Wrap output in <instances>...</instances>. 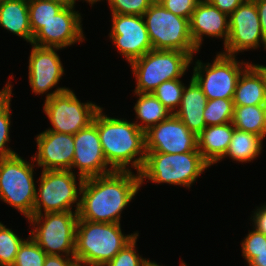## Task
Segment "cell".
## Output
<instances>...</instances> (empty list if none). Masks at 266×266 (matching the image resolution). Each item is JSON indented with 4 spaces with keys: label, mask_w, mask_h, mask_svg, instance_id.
Returning a JSON list of instances; mask_svg holds the SVG:
<instances>
[{
    "label": "cell",
    "mask_w": 266,
    "mask_h": 266,
    "mask_svg": "<svg viewBox=\"0 0 266 266\" xmlns=\"http://www.w3.org/2000/svg\"><path fill=\"white\" fill-rule=\"evenodd\" d=\"M195 64L192 78L201 87L207 100H212L233 99L238 78L250 63L239 62L234 55L219 52L212 64H204L200 60L195 61Z\"/></svg>",
    "instance_id": "obj_11"
},
{
    "label": "cell",
    "mask_w": 266,
    "mask_h": 266,
    "mask_svg": "<svg viewBox=\"0 0 266 266\" xmlns=\"http://www.w3.org/2000/svg\"><path fill=\"white\" fill-rule=\"evenodd\" d=\"M164 8L182 18L189 19L201 0H157Z\"/></svg>",
    "instance_id": "obj_36"
},
{
    "label": "cell",
    "mask_w": 266,
    "mask_h": 266,
    "mask_svg": "<svg viewBox=\"0 0 266 266\" xmlns=\"http://www.w3.org/2000/svg\"><path fill=\"white\" fill-rule=\"evenodd\" d=\"M67 3L63 0H28L29 22L34 35L60 12Z\"/></svg>",
    "instance_id": "obj_27"
},
{
    "label": "cell",
    "mask_w": 266,
    "mask_h": 266,
    "mask_svg": "<svg viewBox=\"0 0 266 266\" xmlns=\"http://www.w3.org/2000/svg\"><path fill=\"white\" fill-rule=\"evenodd\" d=\"M146 266H161L157 264L156 262L150 261Z\"/></svg>",
    "instance_id": "obj_44"
},
{
    "label": "cell",
    "mask_w": 266,
    "mask_h": 266,
    "mask_svg": "<svg viewBox=\"0 0 266 266\" xmlns=\"http://www.w3.org/2000/svg\"><path fill=\"white\" fill-rule=\"evenodd\" d=\"M109 37L128 63L153 49L143 16L112 14Z\"/></svg>",
    "instance_id": "obj_13"
},
{
    "label": "cell",
    "mask_w": 266,
    "mask_h": 266,
    "mask_svg": "<svg viewBox=\"0 0 266 266\" xmlns=\"http://www.w3.org/2000/svg\"><path fill=\"white\" fill-rule=\"evenodd\" d=\"M249 234L246 235L241 243L242 256L249 263L253 258H255L258 253L266 250V235L259 232L255 228L249 230Z\"/></svg>",
    "instance_id": "obj_34"
},
{
    "label": "cell",
    "mask_w": 266,
    "mask_h": 266,
    "mask_svg": "<svg viewBox=\"0 0 266 266\" xmlns=\"http://www.w3.org/2000/svg\"><path fill=\"white\" fill-rule=\"evenodd\" d=\"M74 158L72 169H78L83 179L106 175L115 171L103 154L97 126L92 122L74 135Z\"/></svg>",
    "instance_id": "obj_16"
},
{
    "label": "cell",
    "mask_w": 266,
    "mask_h": 266,
    "mask_svg": "<svg viewBox=\"0 0 266 266\" xmlns=\"http://www.w3.org/2000/svg\"><path fill=\"white\" fill-rule=\"evenodd\" d=\"M74 6V4H67L54 18L44 24L33 35L32 44L63 49L85 41L81 14L74 10Z\"/></svg>",
    "instance_id": "obj_15"
},
{
    "label": "cell",
    "mask_w": 266,
    "mask_h": 266,
    "mask_svg": "<svg viewBox=\"0 0 266 266\" xmlns=\"http://www.w3.org/2000/svg\"><path fill=\"white\" fill-rule=\"evenodd\" d=\"M43 266H80L74 256L47 255Z\"/></svg>",
    "instance_id": "obj_37"
},
{
    "label": "cell",
    "mask_w": 266,
    "mask_h": 266,
    "mask_svg": "<svg viewBox=\"0 0 266 266\" xmlns=\"http://www.w3.org/2000/svg\"><path fill=\"white\" fill-rule=\"evenodd\" d=\"M260 43L266 49L255 1L246 0L229 15V37L221 53L236 56L239 51L257 49Z\"/></svg>",
    "instance_id": "obj_12"
},
{
    "label": "cell",
    "mask_w": 266,
    "mask_h": 266,
    "mask_svg": "<svg viewBox=\"0 0 266 266\" xmlns=\"http://www.w3.org/2000/svg\"><path fill=\"white\" fill-rule=\"evenodd\" d=\"M206 103L207 97L197 82L191 78L189 85L184 87L180 106L174 114L196 136L206 127L203 117Z\"/></svg>",
    "instance_id": "obj_21"
},
{
    "label": "cell",
    "mask_w": 266,
    "mask_h": 266,
    "mask_svg": "<svg viewBox=\"0 0 266 266\" xmlns=\"http://www.w3.org/2000/svg\"><path fill=\"white\" fill-rule=\"evenodd\" d=\"M25 239L0 222V266H12L20 245Z\"/></svg>",
    "instance_id": "obj_30"
},
{
    "label": "cell",
    "mask_w": 266,
    "mask_h": 266,
    "mask_svg": "<svg viewBox=\"0 0 266 266\" xmlns=\"http://www.w3.org/2000/svg\"><path fill=\"white\" fill-rule=\"evenodd\" d=\"M78 219L70 211L33 215L27 219L34 228L29 236L47 255L74 256Z\"/></svg>",
    "instance_id": "obj_9"
},
{
    "label": "cell",
    "mask_w": 266,
    "mask_h": 266,
    "mask_svg": "<svg viewBox=\"0 0 266 266\" xmlns=\"http://www.w3.org/2000/svg\"><path fill=\"white\" fill-rule=\"evenodd\" d=\"M137 233L124 235L120 223L78 220L74 257L80 266H105Z\"/></svg>",
    "instance_id": "obj_3"
},
{
    "label": "cell",
    "mask_w": 266,
    "mask_h": 266,
    "mask_svg": "<svg viewBox=\"0 0 266 266\" xmlns=\"http://www.w3.org/2000/svg\"><path fill=\"white\" fill-rule=\"evenodd\" d=\"M31 45L28 66L29 84L34 94H46L57 86L64 74L60 57L55 52L62 48Z\"/></svg>",
    "instance_id": "obj_18"
},
{
    "label": "cell",
    "mask_w": 266,
    "mask_h": 266,
    "mask_svg": "<svg viewBox=\"0 0 266 266\" xmlns=\"http://www.w3.org/2000/svg\"><path fill=\"white\" fill-rule=\"evenodd\" d=\"M11 82L8 80L7 84L5 87L0 90V112L4 110L12 101V86L10 84Z\"/></svg>",
    "instance_id": "obj_40"
},
{
    "label": "cell",
    "mask_w": 266,
    "mask_h": 266,
    "mask_svg": "<svg viewBox=\"0 0 266 266\" xmlns=\"http://www.w3.org/2000/svg\"><path fill=\"white\" fill-rule=\"evenodd\" d=\"M252 217L253 227L266 235V204L257 207Z\"/></svg>",
    "instance_id": "obj_39"
},
{
    "label": "cell",
    "mask_w": 266,
    "mask_h": 266,
    "mask_svg": "<svg viewBox=\"0 0 266 266\" xmlns=\"http://www.w3.org/2000/svg\"><path fill=\"white\" fill-rule=\"evenodd\" d=\"M210 4L217 7L221 12L230 15L238 6L246 0H207Z\"/></svg>",
    "instance_id": "obj_38"
},
{
    "label": "cell",
    "mask_w": 266,
    "mask_h": 266,
    "mask_svg": "<svg viewBox=\"0 0 266 266\" xmlns=\"http://www.w3.org/2000/svg\"><path fill=\"white\" fill-rule=\"evenodd\" d=\"M184 87V83L178 78L161 83L152 93L174 114L180 106Z\"/></svg>",
    "instance_id": "obj_29"
},
{
    "label": "cell",
    "mask_w": 266,
    "mask_h": 266,
    "mask_svg": "<svg viewBox=\"0 0 266 266\" xmlns=\"http://www.w3.org/2000/svg\"><path fill=\"white\" fill-rule=\"evenodd\" d=\"M234 128L232 122L206 126L197 136V149L210 166L220 162L226 154Z\"/></svg>",
    "instance_id": "obj_22"
},
{
    "label": "cell",
    "mask_w": 266,
    "mask_h": 266,
    "mask_svg": "<svg viewBox=\"0 0 266 266\" xmlns=\"http://www.w3.org/2000/svg\"><path fill=\"white\" fill-rule=\"evenodd\" d=\"M249 266H266V250L258 253L249 263Z\"/></svg>",
    "instance_id": "obj_42"
},
{
    "label": "cell",
    "mask_w": 266,
    "mask_h": 266,
    "mask_svg": "<svg viewBox=\"0 0 266 266\" xmlns=\"http://www.w3.org/2000/svg\"><path fill=\"white\" fill-rule=\"evenodd\" d=\"M266 105L234 106L232 124L241 131L251 132L263 138Z\"/></svg>",
    "instance_id": "obj_26"
},
{
    "label": "cell",
    "mask_w": 266,
    "mask_h": 266,
    "mask_svg": "<svg viewBox=\"0 0 266 266\" xmlns=\"http://www.w3.org/2000/svg\"><path fill=\"white\" fill-rule=\"evenodd\" d=\"M37 151L31 161L43 170H70L74 158V135L45 130L36 136Z\"/></svg>",
    "instance_id": "obj_17"
},
{
    "label": "cell",
    "mask_w": 266,
    "mask_h": 266,
    "mask_svg": "<svg viewBox=\"0 0 266 266\" xmlns=\"http://www.w3.org/2000/svg\"><path fill=\"white\" fill-rule=\"evenodd\" d=\"M234 106L266 105V73L259 64H249L240 74Z\"/></svg>",
    "instance_id": "obj_20"
},
{
    "label": "cell",
    "mask_w": 266,
    "mask_h": 266,
    "mask_svg": "<svg viewBox=\"0 0 266 266\" xmlns=\"http://www.w3.org/2000/svg\"><path fill=\"white\" fill-rule=\"evenodd\" d=\"M0 26L32 44L28 0H0Z\"/></svg>",
    "instance_id": "obj_23"
},
{
    "label": "cell",
    "mask_w": 266,
    "mask_h": 266,
    "mask_svg": "<svg viewBox=\"0 0 266 266\" xmlns=\"http://www.w3.org/2000/svg\"><path fill=\"white\" fill-rule=\"evenodd\" d=\"M102 112L103 108L96 113L93 123L98 128L107 163L115 171H129L133 167L139 173L146 158L145 132L136 122L108 117Z\"/></svg>",
    "instance_id": "obj_2"
},
{
    "label": "cell",
    "mask_w": 266,
    "mask_h": 266,
    "mask_svg": "<svg viewBox=\"0 0 266 266\" xmlns=\"http://www.w3.org/2000/svg\"><path fill=\"white\" fill-rule=\"evenodd\" d=\"M208 167L211 166L199 151L174 154L146 152L139 175L141 185L148 179L152 183H168L190 188Z\"/></svg>",
    "instance_id": "obj_4"
},
{
    "label": "cell",
    "mask_w": 266,
    "mask_h": 266,
    "mask_svg": "<svg viewBox=\"0 0 266 266\" xmlns=\"http://www.w3.org/2000/svg\"><path fill=\"white\" fill-rule=\"evenodd\" d=\"M233 112V99L217 98L207 100L203 117L206 126L222 125L228 122H232Z\"/></svg>",
    "instance_id": "obj_28"
},
{
    "label": "cell",
    "mask_w": 266,
    "mask_h": 266,
    "mask_svg": "<svg viewBox=\"0 0 266 266\" xmlns=\"http://www.w3.org/2000/svg\"><path fill=\"white\" fill-rule=\"evenodd\" d=\"M134 94L139 96L134 110L137 119L141 121L140 124L136 123L140 130L146 132L150 127L157 125L171 115L170 111L153 93L134 92Z\"/></svg>",
    "instance_id": "obj_25"
},
{
    "label": "cell",
    "mask_w": 266,
    "mask_h": 266,
    "mask_svg": "<svg viewBox=\"0 0 266 266\" xmlns=\"http://www.w3.org/2000/svg\"><path fill=\"white\" fill-rule=\"evenodd\" d=\"M265 137H266V118H265L264 131H263V140Z\"/></svg>",
    "instance_id": "obj_46"
},
{
    "label": "cell",
    "mask_w": 266,
    "mask_h": 266,
    "mask_svg": "<svg viewBox=\"0 0 266 266\" xmlns=\"http://www.w3.org/2000/svg\"><path fill=\"white\" fill-rule=\"evenodd\" d=\"M139 233L127 243L105 266H146L150 259L142 258L136 251Z\"/></svg>",
    "instance_id": "obj_32"
},
{
    "label": "cell",
    "mask_w": 266,
    "mask_h": 266,
    "mask_svg": "<svg viewBox=\"0 0 266 266\" xmlns=\"http://www.w3.org/2000/svg\"><path fill=\"white\" fill-rule=\"evenodd\" d=\"M146 152L186 153L198 151L197 136L175 115L145 132Z\"/></svg>",
    "instance_id": "obj_14"
},
{
    "label": "cell",
    "mask_w": 266,
    "mask_h": 266,
    "mask_svg": "<svg viewBox=\"0 0 266 266\" xmlns=\"http://www.w3.org/2000/svg\"><path fill=\"white\" fill-rule=\"evenodd\" d=\"M87 3L91 4V6L94 4V3H97L101 0H85Z\"/></svg>",
    "instance_id": "obj_43"
},
{
    "label": "cell",
    "mask_w": 266,
    "mask_h": 266,
    "mask_svg": "<svg viewBox=\"0 0 266 266\" xmlns=\"http://www.w3.org/2000/svg\"><path fill=\"white\" fill-rule=\"evenodd\" d=\"M63 1H65L67 4H74V5L76 4V0H63Z\"/></svg>",
    "instance_id": "obj_45"
},
{
    "label": "cell",
    "mask_w": 266,
    "mask_h": 266,
    "mask_svg": "<svg viewBox=\"0 0 266 266\" xmlns=\"http://www.w3.org/2000/svg\"><path fill=\"white\" fill-rule=\"evenodd\" d=\"M193 58L178 50H150L130 63L136 88L134 92L152 93L161 83L181 78Z\"/></svg>",
    "instance_id": "obj_5"
},
{
    "label": "cell",
    "mask_w": 266,
    "mask_h": 266,
    "mask_svg": "<svg viewBox=\"0 0 266 266\" xmlns=\"http://www.w3.org/2000/svg\"><path fill=\"white\" fill-rule=\"evenodd\" d=\"M47 254L31 238H27L20 245L12 266H43Z\"/></svg>",
    "instance_id": "obj_31"
},
{
    "label": "cell",
    "mask_w": 266,
    "mask_h": 266,
    "mask_svg": "<svg viewBox=\"0 0 266 266\" xmlns=\"http://www.w3.org/2000/svg\"><path fill=\"white\" fill-rule=\"evenodd\" d=\"M261 24L262 34L266 40V0H254Z\"/></svg>",
    "instance_id": "obj_41"
},
{
    "label": "cell",
    "mask_w": 266,
    "mask_h": 266,
    "mask_svg": "<svg viewBox=\"0 0 266 266\" xmlns=\"http://www.w3.org/2000/svg\"><path fill=\"white\" fill-rule=\"evenodd\" d=\"M34 166L35 163L18 154L0 160V200L14 207L26 219L33 216L36 200Z\"/></svg>",
    "instance_id": "obj_8"
},
{
    "label": "cell",
    "mask_w": 266,
    "mask_h": 266,
    "mask_svg": "<svg viewBox=\"0 0 266 266\" xmlns=\"http://www.w3.org/2000/svg\"><path fill=\"white\" fill-rule=\"evenodd\" d=\"M101 108L92 102L82 103L69 88L58 87L48 92L44 101L43 110L52 125L46 130L75 135L93 122Z\"/></svg>",
    "instance_id": "obj_7"
},
{
    "label": "cell",
    "mask_w": 266,
    "mask_h": 266,
    "mask_svg": "<svg viewBox=\"0 0 266 266\" xmlns=\"http://www.w3.org/2000/svg\"><path fill=\"white\" fill-rule=\"evenodd\" d=\"M190 34L195 47L199 50L202 36L222 38L224 46L229 37V15L221 12L207 0H201L189 20Z\"/></svg>",
    "instance_id": "obj_19"
},
{
    "label": "cell",
    "mask_w": 266,
    "mask_h": 266,
    "mask_svg": "<svg viewBox=\"0 0 266 266\" xmlns=\"http://www.w3.org/2000/svg\"><path fill=\"white\" fill-rule=\"evenodd\" d=\"M71 170H42L39 188L36 189V200L33 215L48 212H78L80 206V192L83 178L78 177ZM76 203L75 211H72Z\"/></svg>",
    "instance_id": "obj_10"
},
{
    "label": "cell",
    "mask_w": 266,
    "mask_h": 266,
    "mask_svg": "<svg viewBox=\"0 0 266 266\" xmlns=\"http://www.w3.org/2000/svg\"><path fill=\"white\" fill-rule=\"evenodd\" d=\"M141 187L140 175L113 171L83 180L78 220L120 223L121 213Z\"/></svg>",
    "instance_id": "obj_1"
},
{
    "label": "cell",
    "mask_w": 266,
    "mask_h": 266,
    "mask_svg": "<svg viewBox=\"0 0 266 266\" xmlns=\"http://www.w3.org/2000/svg\"><path fill=\"white\" fill-rule=\"evenodd\" d=\"M112 14H129L139 15L143 14L149 9L150 5L155 0H106Z\"/></svg>",
    "instance_id": "obj_33"
},
{
    "label": "cell",
    "mask_w": 266,
    "mask_h": 266,
    "mask_svg": "<svg viewBox=\"0 0 266 266\" xmlns=\"http://www.w3.org/2000/svg\"><path fill=\"white\" fill-rule=\"evenodd\" d=\"M264 70H265V73H266V66L265 65H260Z\"/></svg>",
    "instance_id": "obj_48"
},
{
    "label": "cell",
    "mask_w": 266,
    "mask_h": 266,
    "mask_svg": "<svg viewBox=\"0 0 266 266\" xmlns=\"http://www.w3.org/2000/svg\"><path fill=\"white\" fill-rule=\"evenodd\" d=\"M11 103L0 112V160L16 155L17 153L6 145L10 142L9 129L11 125Z\"/></svg>",
    "instance_id": "obj_35"
},
{
    "label": "cell",
    "mask_w": 266,
    "mask_h": 266,
    "mask_svg": "<svg viewBox=\"0 0 266 266\" xmlns=\"http://www.w3.org/2000/svg\"><path fill=\"white\" fill-rule=\"evenodd\" d=\"M143 18L154 50H178L192 58L199 51L192 41L189 19L173 14L157 0L143 14Z\"/></svg>",
    "instance_id": "obj_6"
},
{
    "label": "cell",
    "mask_w": 266,
    "mask_h": 266,
    "mask_svg": "<svg viewBox=\"0 0 266 266\" xmlns=\"http://www.w3.org/2000/svg\"><path fill=\"white\" fill-rule=\"evenodd\" d=\"M180 266H187L185 262L181 261Z\"/></svg>",
    "instance_id": "obj_47"
},
{
    "label": "cell",
    "mask_w": 266,
    "mask_h": 266,
    "mask_svg": "<svg viewBox=\"0 0 266 266\" xmlns=\"http://www.w3.org/2000/svg\"><path fill=\"white\" fill-rule=\"evenodd\" d=\"M262 145L263 138L261 136L234 128L228 150L221 159L229 156L239 163L251 162L262 153Z\"/></svg>",
    "instance_id": "obj_24"
}]
</instances>
